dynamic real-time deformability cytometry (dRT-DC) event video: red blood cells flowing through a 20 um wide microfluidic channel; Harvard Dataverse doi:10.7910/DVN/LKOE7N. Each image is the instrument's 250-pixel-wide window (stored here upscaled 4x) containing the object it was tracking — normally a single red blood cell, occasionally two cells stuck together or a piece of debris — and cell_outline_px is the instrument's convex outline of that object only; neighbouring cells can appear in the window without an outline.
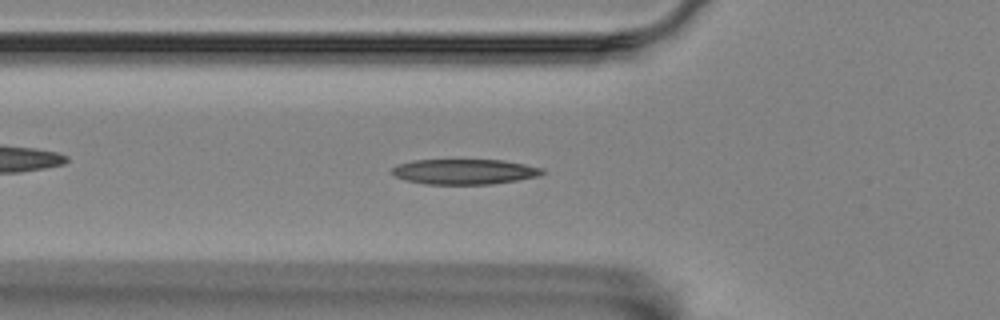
{"species": "Egyptian fruit bat (a non-hibernating species)", "species_latin": "Rousettus aegyptiacus", "temperature_condition": "room temperature", "stored_images_in_passage": 56, "camera_frame_rate_fps": 3000, "um_per_image_px": 0.085, "animal": {"sex": "female"}, "frame": {"image": 1, "passage_image": 19, "time_ms": 6.0, "image_size_px": [1000, 320], "cell_outline_px": [[544, 172], [540, 176], [492, 184], [424, 184], [408, 180], [396, 176], [388, 172], [396, 164], [412, 160], [504, 160], [544, 168]], "centroid_in_image_um": [39.46, 14.58], "position_along_channel_um": 86.3, "area_um2": 22.2}}
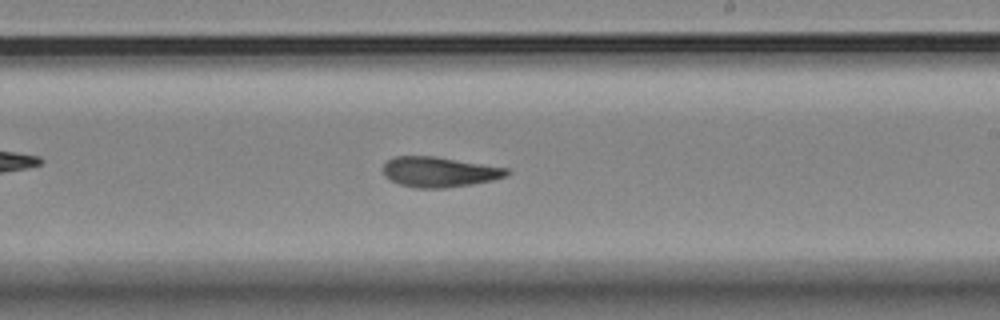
{"frame": {"image": 2, "passage_image": 33, "time_ms": 10.667, "image_size_px": [1000, 320], "cell_outline_px": [[508, 172], [504, 176], [492, 180], [472, 184], [444, 188], [416, 188], [400, 184], [384, 176], [384, 164], [388, 160], [396, 156], [436, 156], [508, 168]], "centroid_in_image_um": [37.32, 14.61], "position_along_channel_um": 251.7, "area_um2": 21.56}}
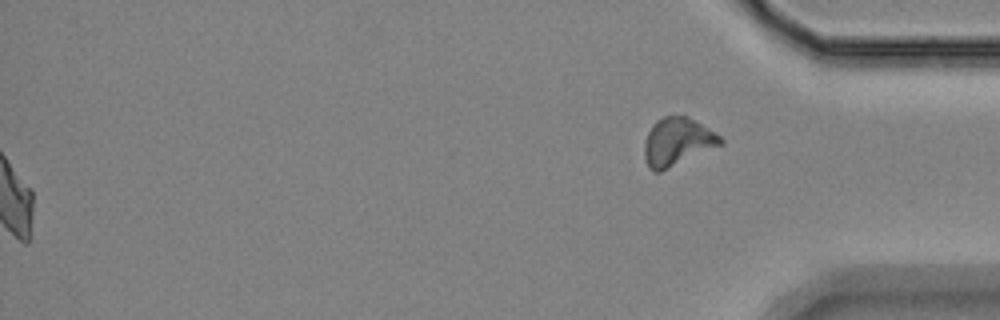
{"frame": {"image": 3, "passage_image": 56, "time_ms": 18.333, "image_size_px": [1000, 320], "cell_outline_px": [[724, 144], [660, 172], [652, 172], [648, 168], [644, 160], [644, 144], [648, 132], [652, 124], [656, 120], [664, 116], [688, 116], [708, 128], [720, 136], [724, 140]], "centroid_in_image_um": [57.56, 12.07], "position_along_channel_um": 377.6, "area_um2": 21.44}, "authors_computed_cell_mechanics": {"area_um2": 21.675, "velocity_mm_per_s": 3.5274, "shape_relaxation_time_tau1_ms": 11.3733, "shape_relaxation_time_tau2_ms": 3.2054, "deformation_change_tau1": 0.2592, "deformation_change_tau2": 0.1051}}